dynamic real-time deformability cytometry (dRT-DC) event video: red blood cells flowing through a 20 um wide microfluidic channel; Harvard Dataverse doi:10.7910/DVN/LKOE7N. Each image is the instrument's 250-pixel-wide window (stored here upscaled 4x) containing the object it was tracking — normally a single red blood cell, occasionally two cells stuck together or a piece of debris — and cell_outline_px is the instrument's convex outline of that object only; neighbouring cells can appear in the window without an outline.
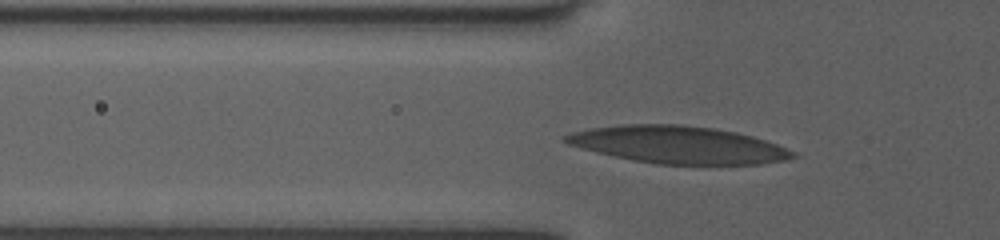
{"species": "human", "species_latin": "Homo sapiens", "temperature_condition": "room temperature", "stored_images_in_passage": 35, "camera_frame_rate_fps": 3000, "um_per_image_px": 0.085, "donor": {"sex": "female"}, "frame": {"image": 1, "passage_image": 5, "time_ms": 1.333, "image_size_px": [1000, 240], "cell_outline_px": [[796, 156], [784, 160], [760, 164], [656, 164], [596, 152], [580, 148], [568, 144], [560, 140], [560, 136], [572, 132], [588, 128], [624, 124], [684, 124], [712, 128], [736, 132], [752, 136], [776, 144], [796, 152]], "centroid_in_image_um": [57.59, 12.29], "position_along_channel_um": 68.2, "area_um2": 49.36}}
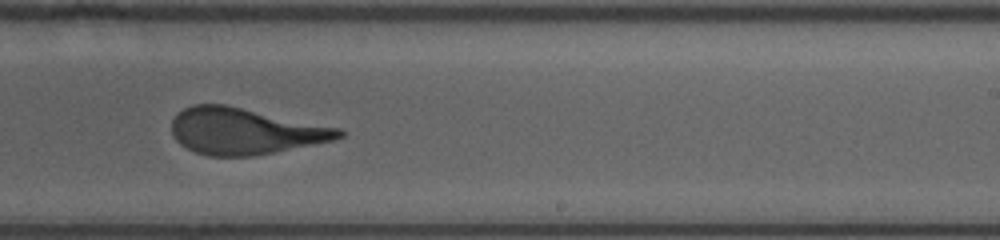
{"frame": {"image": 2, "passage_image": 20, "time_ms": 6.333, "image_size_px": [1000, 240], "cell_outline_px": [[344, 136], [332, 140], [252, 156], [208, 156], [196, 152], [180, 144], [172, 136], [172, 120], [184, 108], [192, 104], [224, 104], [344, 128]], "centroid_in_image_um": [20.81, 11.13], "position_along_channel_um": 268.2, "area_um2": 45.03}}
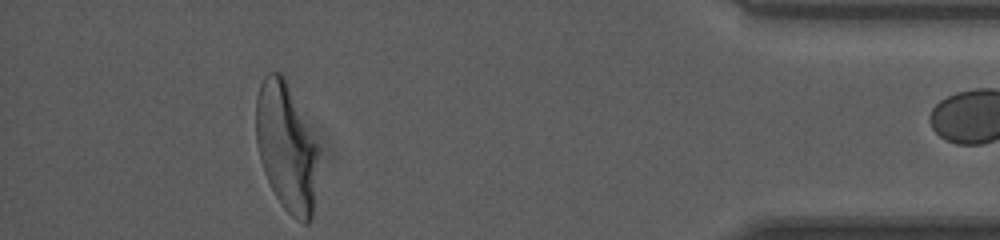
{"frame": {"image": 3, "passage_image": 34, "time_ms": 11.0, "image_size_px": [1000, 240], "cell_outline_px": [[316, 156], [312, 220], [308, 224], [304, 224], [296, 220], [280, 204], [268, 180], [260, 160], [256, 144], [256, 96], [260, 84], [264, 76], [268, 72], [280, 72], [284, 76], [316, 144]], "centroid_in_image_um": [24.29, 12.49], "position_along_channel_um": 410.9, "area_um2": 45.66}}